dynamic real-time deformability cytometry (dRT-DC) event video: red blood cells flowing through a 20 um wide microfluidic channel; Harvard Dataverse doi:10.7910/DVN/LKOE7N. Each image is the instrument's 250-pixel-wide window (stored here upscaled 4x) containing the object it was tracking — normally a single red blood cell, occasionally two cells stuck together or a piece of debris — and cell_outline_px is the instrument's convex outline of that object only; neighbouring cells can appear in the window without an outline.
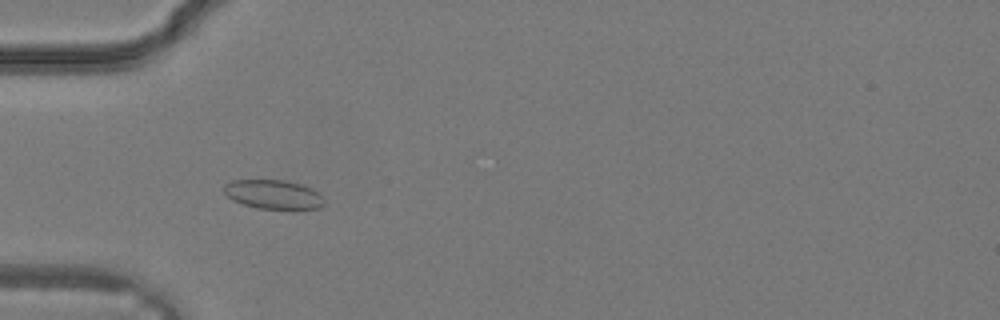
{"species": "common noctule bat (a hibernating species)", "species_latin": "Nyctalus noctula", "temperature_condition": "warm", "stored_images_in_passage": 24, "camera_frame_rate_fps": 3000, "um_per_image_px": 0.085, "animal": {"sex": "male", "body_mass_g": 19.2, "forearm_length_mm": 51.8}, "frame": {"image": 1, "passage_image": 5, "time_ms": 1.333, "image_size_px": [1000, 320], "cell_outline_px": [[324, 204], [320, 208], [256, 208], [232, 200], [224, 192], [224, 184], [232, 180], [284, 180], [300, 184], [312, 188], [324, 200]], "centroid_in_image_um": [23.2, 16.51], "position_along_channel_um": 61.8, "area_um2": 16.7}}
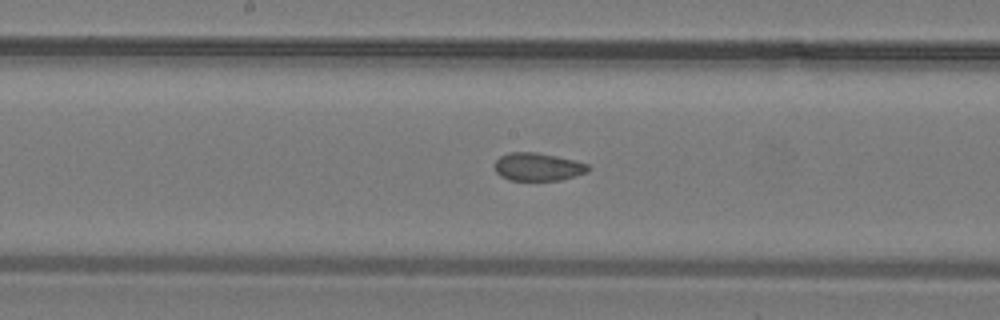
{"frame": {"image": 2, "passage_image": 12, "time_ms": 3.667, "image_size_px": [1000, 320], "cell_outline_px": [[592, 168], [588, 172], [560, 180], [508, 180], [500, 176], [496, 172], [496, 160], [500, 156], [512, 152], [536, 152], [556, 156], [588, 164]], "centroid_in_image_um": [45.73, 14.18], "position_along_channel_um": 202.5, "area_um2": 15.14}}
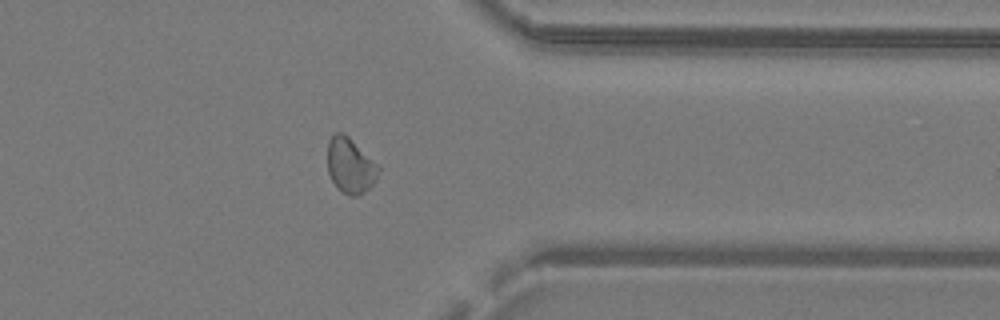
{"frame": {"image": 3, "passage_image": 21, "time_ms": 6.667, "image_size_px": [1000, 320], "cell_outline_px": [[380, 168], [376, 180], [364, 192], [356, 196], [352, 196], [340, 192], [336, 188], [328, 172], [328, 140], [332, 132], [344, 132], [380, 164]], "centroid_in_image_um": [29.78, 14.04], "position_along_channel_um": 381.6, "area_um2": 16.88}}